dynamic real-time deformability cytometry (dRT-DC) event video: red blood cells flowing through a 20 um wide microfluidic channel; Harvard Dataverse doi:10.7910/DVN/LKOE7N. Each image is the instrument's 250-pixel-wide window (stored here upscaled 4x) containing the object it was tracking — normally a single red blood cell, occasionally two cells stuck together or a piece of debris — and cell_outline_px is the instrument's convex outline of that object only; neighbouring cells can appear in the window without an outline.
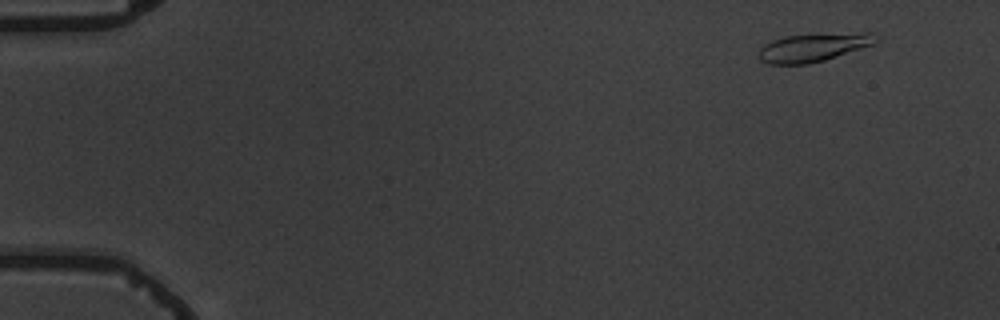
{"species": "common noctule bat (a hibernating species)", "species_latin": "Nyctalus noctula", "temperature_condition": "warm", "stored_images_in_passage": 3, "camera_frame_rate_fps": 3000, "um_per_image_px": 0.085, "animal": {"sex": "male", "body_mass_g": 19.5, "forearm_length_mm": 54.6}, "frame": {"image": 1, "passage_image": 3, "time_ms": 3.333, "image_size_px": [1000, 320], "cell_outline_px": [[880, 40], [872, 44], [824, 60], [808, 64], [768, 64], [760, 60], [756, 56], [760, 48], [764, 44], [772, 40], [784, 36], [864, 32], [872, 32], [880, 36]], "centroid_in_image_um": [69.11, 4.02], "position_along_channel_um": 15.9, "area_um2": 19.36}}